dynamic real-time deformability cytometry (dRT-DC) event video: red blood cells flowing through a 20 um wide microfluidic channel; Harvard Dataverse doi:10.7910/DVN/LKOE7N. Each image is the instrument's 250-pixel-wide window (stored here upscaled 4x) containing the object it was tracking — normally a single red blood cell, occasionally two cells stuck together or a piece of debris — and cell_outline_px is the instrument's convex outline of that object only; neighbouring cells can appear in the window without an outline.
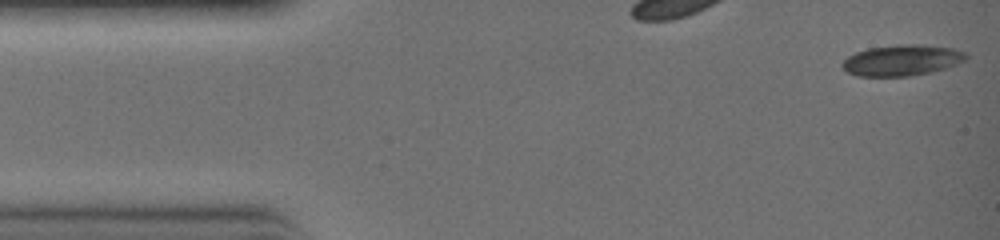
{"species": "common noctule bat (a hibernating species)", "species_latin": "Nyctalus noctula", "temperature_condition": "warm", "stored_images_in_passage": 5, "camera_frame_rate_fps": 3000, "um_per_image_px": 0.085, "animal": {"sex": "female", "body_mass_g": 19.0, "forearm_length_mm": 51.5}, "frame": {"image": 1, "passage_image": 1, "time_ms": 0.0, "image_size_px": [1000, 240], "cell_outline_px": [[968, 56], [964, 60], [956, 64], [944, 68], [928, 72], [908, 76], [860, 76], [848, 72], [840, 64], [848, 56], [856, 52], [868, 48], [908, 44], [912, 44], [952, 48], [964, 52]], "centroid_in_image_um": [76.63, 5.12], "position_along_channel_um": 8.4, "area_um2": 21.79}}